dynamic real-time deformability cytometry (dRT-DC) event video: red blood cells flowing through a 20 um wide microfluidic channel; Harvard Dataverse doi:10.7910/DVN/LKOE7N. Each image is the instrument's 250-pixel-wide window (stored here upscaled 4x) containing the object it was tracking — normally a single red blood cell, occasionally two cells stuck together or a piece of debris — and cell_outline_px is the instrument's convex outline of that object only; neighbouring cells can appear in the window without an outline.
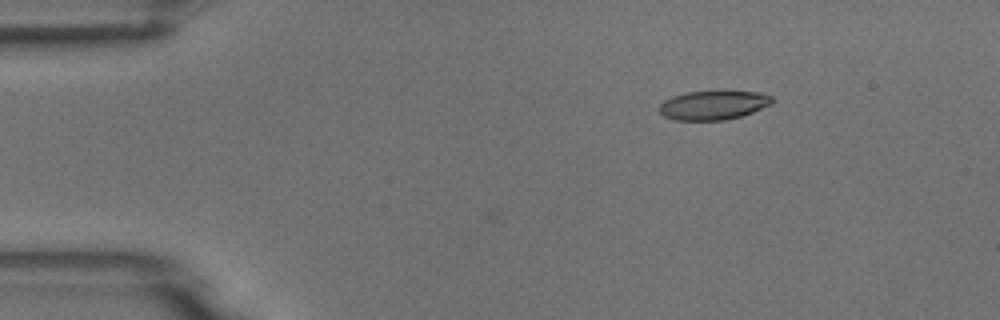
{"species": "common noctule bat (a hibernating species)", "species_latin": "Nyctalus noctula", "temperature_condition": "room temperature", "stored_images_in_passage": 4, "camera_frame_rate_fps": 3000, "um_per_image_px": 0.085, "animal": {"sex": "male", "body_mass_g": 18.8}, "frame": {"image": 1, "passage_image": 4, "time_ms": 3.667, "image_size_px": [1000, 320], "cell_outline_px": [[772, 104], [752, 112], [740, 116], [724, 120], [676, 120], [664, 116], [660, 112], [660, 104], [664, 100], [672, 96], [688, 92], [724, 88], [760, 92], [772, 96]], "centroid_in_image_um": [60.67, 8.88], "position_along_channel_um": 24.3, "area_um2": 19.83}}